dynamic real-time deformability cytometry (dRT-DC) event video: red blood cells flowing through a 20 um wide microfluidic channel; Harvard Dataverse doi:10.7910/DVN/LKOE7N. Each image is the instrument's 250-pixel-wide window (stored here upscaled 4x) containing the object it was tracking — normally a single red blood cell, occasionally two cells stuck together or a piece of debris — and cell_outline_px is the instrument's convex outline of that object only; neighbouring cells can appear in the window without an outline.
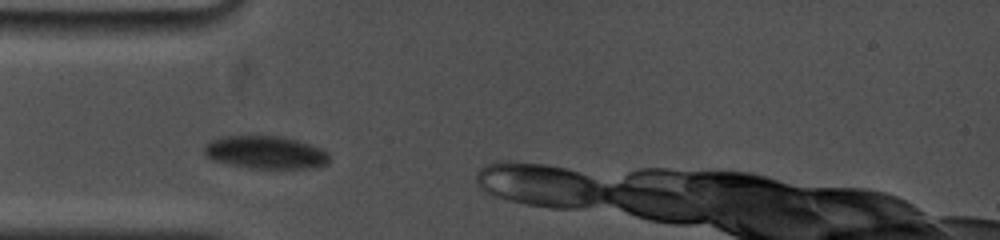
{"species": "common noctule bat (a hibernating species)", "species_latin": "Nyctalus noctula", "temperature_condition": "cold", "stored_images_in_passage": 7, "camera_frame_rate_fps": 5000, "um_per_image_px": 0.085, "animal": {"sex": "female", "body_mass_g": 19.0, "forearm_length_mm": 53.3}, "frame": {"image": 1, "passage_image": 3, "time_ms": 0.6, "image_size_px": [1000, 240], "cell_outline_px": [[328, 164], [308, 168], [256, 168], [228, 164], [212, 160], [204, 156], [204, 144], [220, 136], [280, 136], [296, 140], [320, 148], [328, 152]], "centroid_in_image_um": [22.52, 12.95], "position_along_channel_um": 62.5, "area_um2": 23.81}}